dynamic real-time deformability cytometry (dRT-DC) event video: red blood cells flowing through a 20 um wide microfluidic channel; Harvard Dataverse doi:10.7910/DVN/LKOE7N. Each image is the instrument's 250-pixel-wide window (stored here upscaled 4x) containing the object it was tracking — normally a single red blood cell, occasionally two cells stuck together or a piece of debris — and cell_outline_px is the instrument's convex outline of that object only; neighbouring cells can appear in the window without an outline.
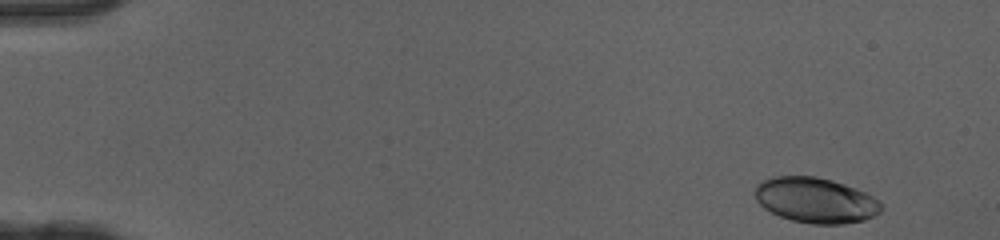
{"species": "human", "species_latin": "Homo sapiens", "temperature_condition": "cold", "stored_images_in_passage": 47, "camera_frame_rate_fps": 3000, "um_per_image_px": 0.085, "donor": {"sex": "female"}, "frame": {"image": 1, "passage_image": 1, "time_ms": 0.0, "image_size_px": [1000, 240], "cell_outline_px": [[880, 212], [864, 220], [844, 224], [812, 224], [792, 220], [780, 216], [764, 208], [756, 200], [756, 184], [772, 176], [816, 176], [832, 180], [856, 188], [880, 200]], "centroid_in_image_um": [69.32, 17.01], "position_along_channel_um": 15.7, "area_um2": 33.23}}
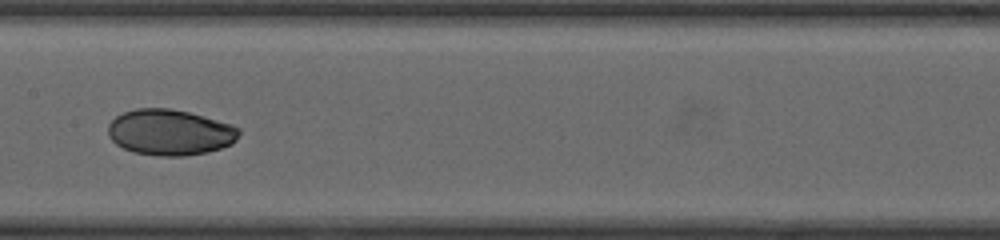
{"frame": {"image": 2, "passage_image": 24, "time_ms": 7.667, "image_size_px": [1000, 240], "cell_outline_px": [[240, 132], [236, 140], [232, 144], [208, 152], [184, 156], [160, 156], [132, 152], [116, 144], [108, 136], [108, 124], [116, 116], [124, 112], [136, 108], [172, 108], [188, 112], [232, 124], [240, 128]], "centroid_in_image_um": [14.44, 11.25], "position_along_channel_um": 193.0, "area_um2": 35.14}}
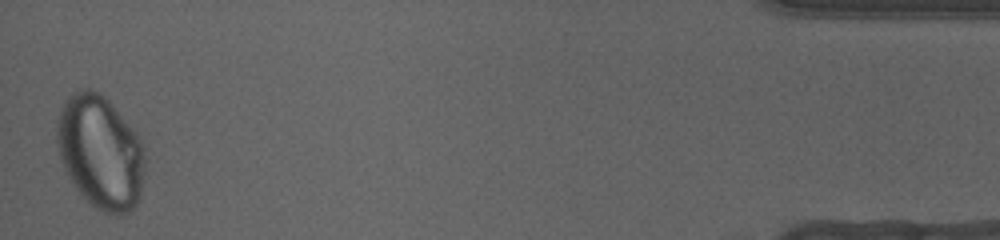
{"frame": {"image": 3, "passage_image": 47, "time_ms": 15.333, "image_size_px": [1000, 240], "cell_outline_px": [[144, 180], [140, 196], [136, 204], [128, 212], [120, 216], [116, 216], [104, 212], [96, 208], [80, 196], [68, 176], [64, 168], [60, 156], [56, 140], [56, 120], [60, 108], [68, 96], [76, 88], [92, 88], [100, 92], [108, 100], [132, 128], [140, 140], [144, 148]], "centroid_in_image_um": [8.51, 12.93], "position_along_channel_um": 426.7, "area_um2": 58.84}}